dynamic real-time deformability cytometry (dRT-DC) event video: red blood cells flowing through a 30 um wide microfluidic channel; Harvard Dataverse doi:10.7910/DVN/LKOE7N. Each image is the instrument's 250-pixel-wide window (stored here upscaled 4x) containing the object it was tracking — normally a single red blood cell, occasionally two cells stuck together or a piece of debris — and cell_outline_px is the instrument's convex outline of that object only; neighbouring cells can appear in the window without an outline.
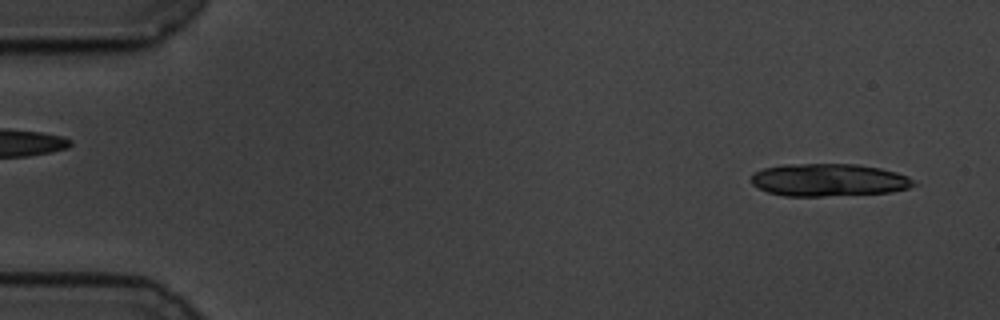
{"species": "common noctule bat (a hibernating species)", "species_latin": "Nyctalus noctula", "temperature_condition": "cold", "stored_images_in_passage": 18, "camera_frame_rate_fps": 3000, "um_per_image_px": 0.085, "animal": {"sex": "male", "body_mass_g": 19.5, "forearm_length_mm": 54.6}, "frame": {"image": 1, "passage_image": 3, "time_ms": 0.667, "image_size_px": [1000, 320], "cell_outline_px": [[920, 184], [908, 188], [892, 192], [824, 196], [784, 196], [768, 192], [752, 184], [752, 172], [764, 168], [784, 164], [856, 164], [880, 168], [896, 172], [908, 176], [916, 180]], "centroid_in_image_um": [70.48, 15.3], "position_along_channel_um": 14.5, "area_um2": 31.1}}